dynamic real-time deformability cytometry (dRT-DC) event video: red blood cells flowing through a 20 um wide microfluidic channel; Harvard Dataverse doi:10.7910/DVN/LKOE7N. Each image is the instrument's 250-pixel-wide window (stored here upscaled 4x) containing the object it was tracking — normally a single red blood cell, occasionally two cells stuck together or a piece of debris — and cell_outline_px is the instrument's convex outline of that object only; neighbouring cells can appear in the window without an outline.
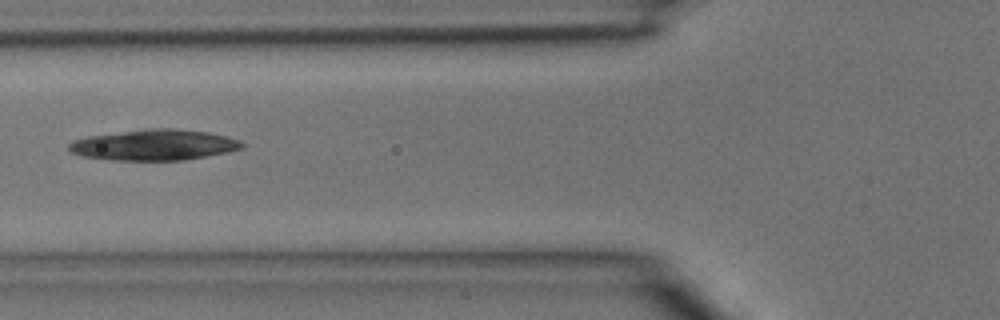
{"species": "common noctule bat (a hibernating species)", "species_latin": "Nyctalus noctula", "temperature_condition": "room temperature", "stored_images_in_passage": 2, "camera_frame_rate_fps": 3000, "um_per_image_px": 0.085, "animal": {"sex": "male", "body_mass_g": 15.6}, "frame": {"image": 1, "passage_image": 2, "time_ms": 0.333, "image_size_px": [1000, 320], "cell_outline_px": [[244, 148], [228, 152], [184, 160], [112, 160], [84, 156], [72, 152], [68, 148], [68, 144], [76, 140], [88, 136], [144, 128], [172, 128], [208, 132], [228, 136], [240, 140], [244, 144]], "centroid_in_image_um": [13.15, 12.31], "position_along_channel_um": 112.7, "area_um2": 31.1}}